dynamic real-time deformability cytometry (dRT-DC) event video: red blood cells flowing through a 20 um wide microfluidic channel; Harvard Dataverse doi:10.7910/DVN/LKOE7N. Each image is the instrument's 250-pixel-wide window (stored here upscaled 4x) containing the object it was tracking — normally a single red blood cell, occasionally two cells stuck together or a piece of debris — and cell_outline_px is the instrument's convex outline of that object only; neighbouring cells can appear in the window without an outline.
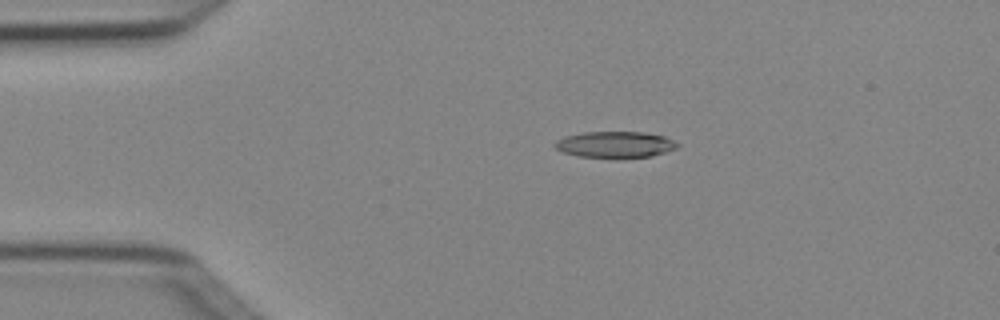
{"species": "Egyptian fruit bat (a non-hibernating species)", "species_latin": "Rousettus aegyptiacus", "temperature_condition": "cold", "stored_images_in_passage": 5, "camera_frame_rate_fps": 3000, "um_per_image_px": 0.085, "animal": {"sex": "female"}, "frame": {"image": 1, "passage_image": 3, "time_ms": 0.667, "image_size_px": [1000, 320], "cell_outline_px": [[680, 144], [676, 148], [652, 156], [620, 160], [576, 156], [564, 152], [556, 148], [552, 144], [556, 140], [564, 136], [584, 132], [644, 132], [664, 136]], "centroid_in_image_um": [52.26, 12.32], "position_along_channel_um": 32.7, "area_um2": 19.36}}
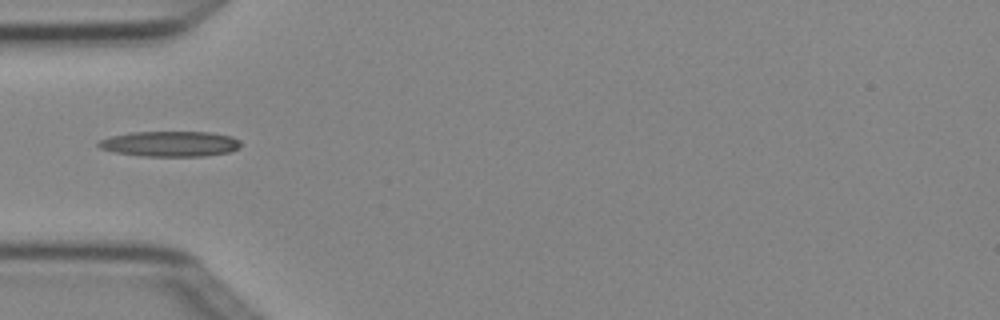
{"frame": {"image": 2, "passage_image": 4, "time_ms": 1.0, "image_size_px": [1000, 320], "cell_outline_px": [[244, 144], [240, 148], [228, 152], [204, 156], [144, 156], [116, 152], [100, 148], [96, 144], [100, 140], [112, 136], [132, 132], [212, 132], [232, 136], [240, 140]], "centroid_in_image_um": [14.53, 12.22], "position_along_channel_um": 70.5, "area_um2": 21.1}}
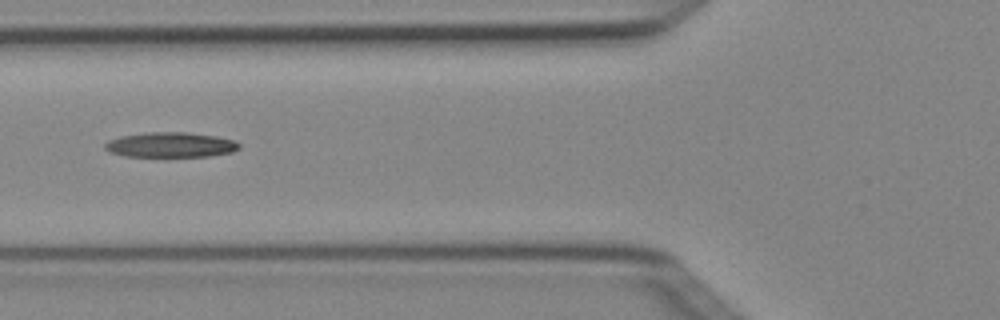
{"frame": {"image": 3, "passage_image": 5, "time_ms": 1.333, "image_size_px": [1000, 320], "cell_outline_px": [[240, 148], [232, 152], [208, 156], [124, 156], [108, 152], [104, 148], [104, 144], [108, 140], [120, 136], [148, 132], [188, 132], [216, 136], [232, 140], [240, 144]], "centroid_in_image_um": [14.46, 12.3], "position_along_channel_um": 111.3, "area_um2": 19.59}}